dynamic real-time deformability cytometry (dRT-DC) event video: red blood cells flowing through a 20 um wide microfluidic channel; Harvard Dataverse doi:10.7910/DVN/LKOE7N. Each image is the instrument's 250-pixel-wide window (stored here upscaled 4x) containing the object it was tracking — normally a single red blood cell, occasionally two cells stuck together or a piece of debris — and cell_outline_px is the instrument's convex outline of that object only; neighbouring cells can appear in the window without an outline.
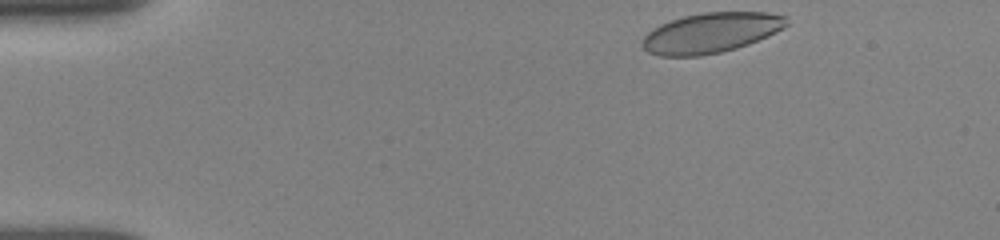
{"species": "human", "species_latin": "Homo sapiens", "temperature_condition": "room temperature", "stored_images_in_passage": 23, "camera_frame_rate_fps": 3000, "um_per_image_px": 0.085, "donor": {"sex": "female"}, "frame": {"image": 1, "passage_image": 1, "time_ms": 0.0, "image_size_px": [1000, 240], "cell_outline_px": [[788, 24], [784, 28], [776, 32], [748, 44], [736, 48], [720, 52], [700, 56], [660, 56], [648, 52], [640, 44], [644, 36], [648, 32], [660, 24], [684, 16], [704, 12], [768, 12], [788, 16]], "centroid_in_image_um": [60.44, 2.78], "position_along_channel_um": 24.6, "area_um2": 33.76}}
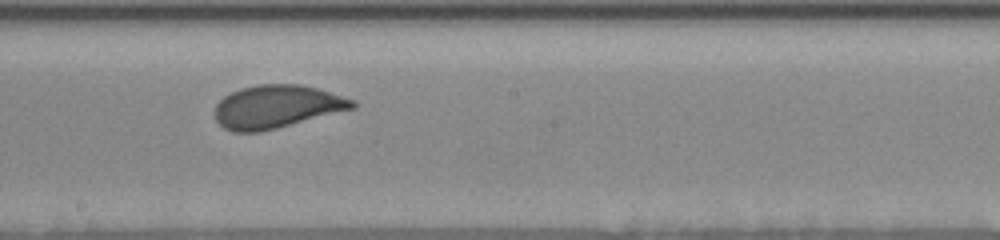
{"frame": {"image": 2, "passage_image": 14, "time_ms": 7.333, "image_size_px": [1000, 240], "cell_outline_px": [[356, 108], [260, 132], [232, 132], [224, 128], [216, 120], [216, 104], [224, 96], [240, 88], [256, 84], [300, 84], [316, 88], [356, 100]], "centroid_in_image_um": [23.52, 9.06], "position_along_channel_um": 224.7, "area_um2": 34.45}}
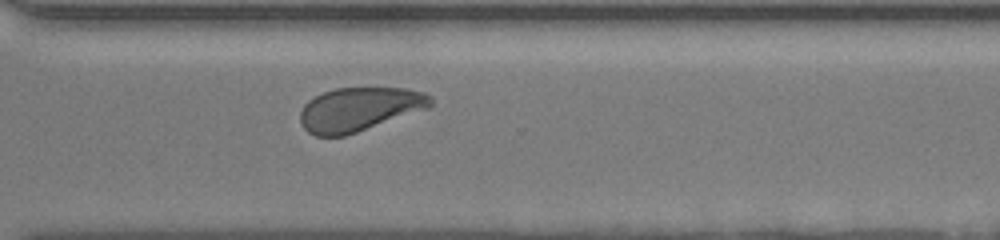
{"frame": {"image": 3, "passage_image": 23, "time_ms": 10.333, "image_size_px": [1000, 240], "cell_outline_px": [[432, 104], [428, 108], [344, 136], [316, 136], [308, 132], [304, 128], [300, 120], [300, 112], [304, 104], [308, 100], [324, 92], [336, 88], [404, 88], [424, 92], [432, 96]], "centroid_in_image_um": [30.53, 9.28], "position_along_channel_um": 340.1, "area_um2": 33.06}}